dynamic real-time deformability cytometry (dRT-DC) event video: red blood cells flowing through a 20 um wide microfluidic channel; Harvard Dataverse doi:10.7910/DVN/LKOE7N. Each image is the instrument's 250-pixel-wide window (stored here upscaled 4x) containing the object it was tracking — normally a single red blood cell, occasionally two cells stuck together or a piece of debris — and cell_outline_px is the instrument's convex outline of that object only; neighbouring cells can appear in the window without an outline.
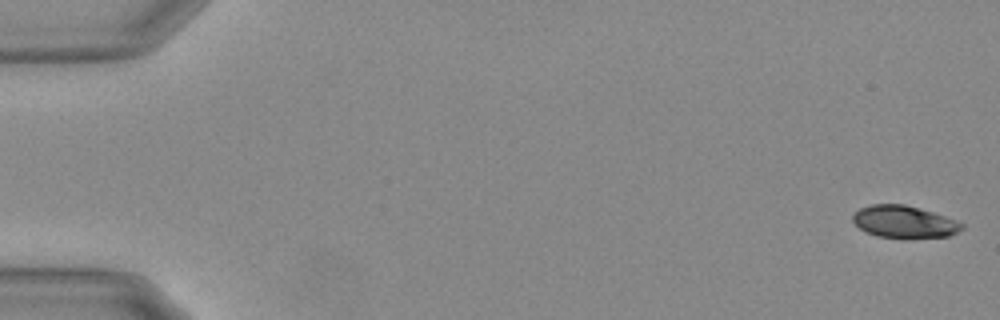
{"species": "Egyptian fruit bat (a non-hibernating species)", "species_latin": "Rousettus aegyptiacus", "temperature_condition": "warm", "stored_images_in_passage": 55, "camera_frame_rate_fps": 3000, "um_per_image_px": 0.085, "animal": {"sex": "female"}, "frame": {"image": 1, "passage_image": 1, "time_ms": 0.0, "image_size_px": [1000, 320], "cell_outline_px": [[964, 228], [948, 236], [908, 240], [876, 236], [860, 228], [852, 220], [852, 216], [860, 208], [872, 204], [904, 204], [932, 212], [956, 220], [964, 224]], "centroid_in_image_um": [76.87, 18.89], "position_along_channel_um": 8.1, "area_um2": 20.75}}
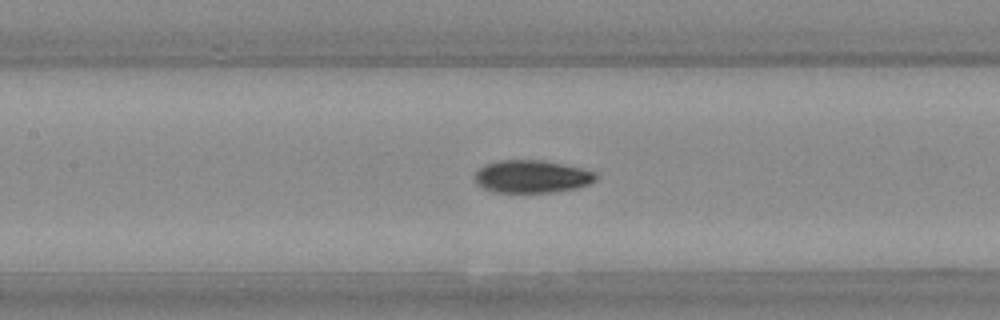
{"frame": {"image": 2, "passage_image": 26, "time_ms": 8.333, "image_size_px": [1000, 320], "cell_outline_px": [[596, 180], [588, 184], [576, 188], [552, 192], [492, 192], [476, 184], [472, 176], [484, 164], [496, 160], [544, 160], [584, 168], [596, 172]], "centroid_in_image_um": [45.17, 14.99], "position_along_channel_um": 162.2, "area_um2": 23.35}}
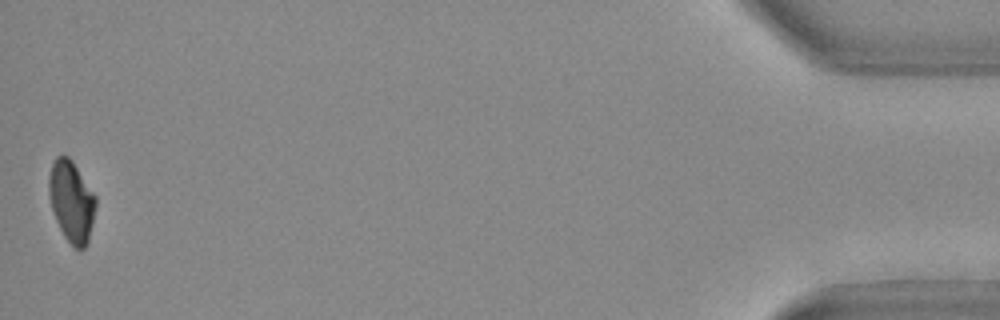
{"frame": {"image": 3, "passage_image": 55, "time_ms": 18.0, "image_size_px": [1000, 320], "cell_outline_px": [[96, 204], [88, 244], [80, 252], [64, 236], [56, 220], [52, 208], [48, 192], [48, 176], [52, 164], [56, 156], [68, 156], [72, 160], [96, 196]], "centroid_in_image_um": [6.08, 17.11], "position_along_channel_um": 429.1, "area_um2": 22.14}, "authors_computed_cell_mechanics": {"area_um2": 22.8888, "velocity_mm_per_s": 3.7107, "shape_relaxation_time_tau1_ms": 3.4116, "shape_relaxation_time_tau2_ms": 2.0948, "deformation_change_tau1": 0.1479, "deformation_change_tau2": 0.0497}}